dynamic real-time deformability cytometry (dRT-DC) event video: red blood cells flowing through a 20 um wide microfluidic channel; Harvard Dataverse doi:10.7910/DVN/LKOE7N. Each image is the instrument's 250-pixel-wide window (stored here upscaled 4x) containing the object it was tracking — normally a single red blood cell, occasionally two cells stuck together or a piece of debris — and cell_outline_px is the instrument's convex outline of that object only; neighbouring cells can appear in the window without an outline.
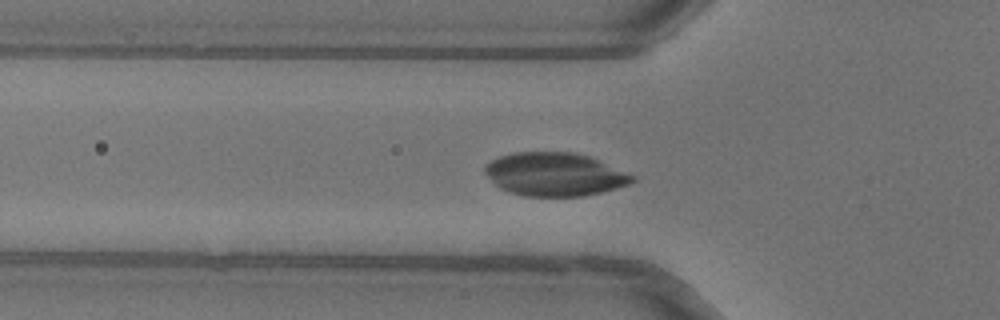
{"species": "common noctule bat (a hibernating species)", "species_latin": "Nyctalus noctula", "temperature_condition": "warm", "stored_images_in_passage": 51, "camera_frame_rate_fps": 3000, "um_per_image_px": 0.085, "animal": {"sex": "female"}, "frame": {"image": 1, "passage_image": 16, "time_ms": 5.0, "image_size_px": [1000, 320], "cell_outline_px": [[636, 180], [628, 184], [616, 188], [584, 196], [524, 196], [508, 192], [500, 188], [484, 172], [484, 168], [492, 160], [500, 156], [512, 152], [572, 152], [588, 156], [636, 176]], "centroid_in_image_um": [47.14, 14.82], "position_along_channel_um": 78.7, "area_um2": 36.99}}
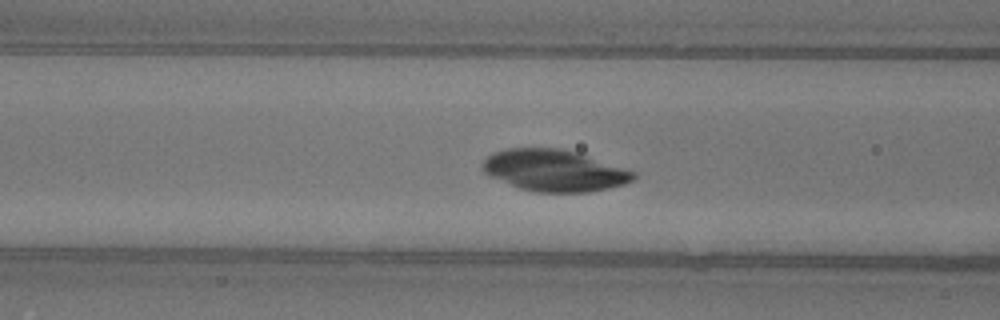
{"frame": {"image": 2, "passage_image": 19, "time_ms": 6.0, "image_size_px": [1000, 320], "cell_outline_px": [[636, 176], [632, 180], [624, 184], [608, 188], [588, 192], [532, 192], [520, 188], [492, 176], [484, 172], [480, 168], [480, 164], [492, 152], [508, 148], [560, 148], [576, 152], [636, 172]], "centroid_in_image_um": [47.09, 14.49], "position_along_channel_um": 119.5, "area_um2": 36.36}}